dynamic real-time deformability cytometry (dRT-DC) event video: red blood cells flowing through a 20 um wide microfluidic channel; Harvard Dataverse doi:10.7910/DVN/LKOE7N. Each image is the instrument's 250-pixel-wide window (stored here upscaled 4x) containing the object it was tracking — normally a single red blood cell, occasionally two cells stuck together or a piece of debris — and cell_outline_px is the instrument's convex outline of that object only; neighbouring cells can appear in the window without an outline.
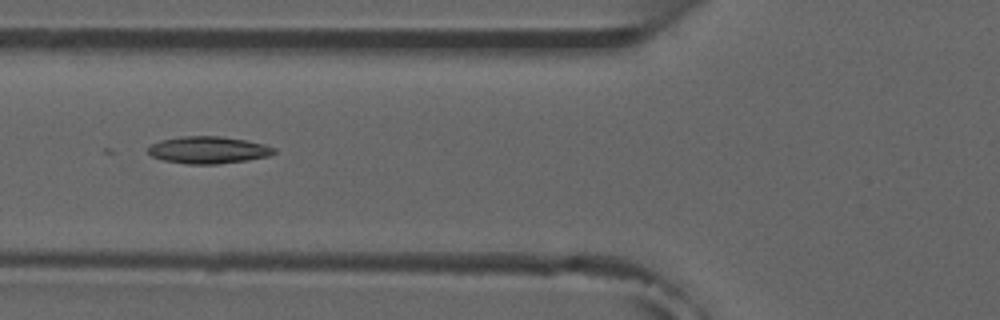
{"species": "common noctule bat (a hibernating species)", "species_latin": "Nyctalus noctula", "temperature_condition": "room temperature", "stored_images_in_passage": 6, "camera_frame_rate_fps": 3000, "um_per_image_px": 0.085, "animal": {"sex": "male", "forearm_length_mm": 52.5}, "frame": {"image": 1, "passage_image": 5, "time_ms": 5.333, "image_size_px": [1000, 320], "cell_outline_px": [[276, 152], [268, 156], [248, 160], [216, 164], [184, 164], [164, 160], [152, 156], [148, 152], [148, 148], [152, 144], [160, 140], [184, 136], [220, 136], [244, 140], [264, 144], [276, 148]], "centroid_in_image_um": [17.71, 12.75], "position_along_channel_um": 108.1, "area_um2": 19.83}}
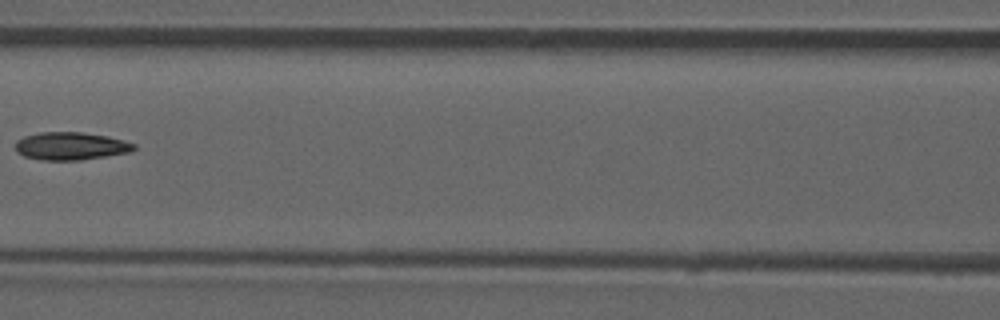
{"frame": {"image": 2, "passage_image": 6, "time_ms": 6.667, "image_size_px": [1000, 320], "cell_outline_px": [[136, 148], [132, 152], [80, 160], [40, 160], [24, 156], [16, 152], [16, 140], [24, 136], [40, 132], [80, 132], [108, 136], [124, 140], [136, 144]], "centroid_in_image_um": [6.03, 12.41], "position_along_channel_um": 160.6, "area_um2": 19.36}}